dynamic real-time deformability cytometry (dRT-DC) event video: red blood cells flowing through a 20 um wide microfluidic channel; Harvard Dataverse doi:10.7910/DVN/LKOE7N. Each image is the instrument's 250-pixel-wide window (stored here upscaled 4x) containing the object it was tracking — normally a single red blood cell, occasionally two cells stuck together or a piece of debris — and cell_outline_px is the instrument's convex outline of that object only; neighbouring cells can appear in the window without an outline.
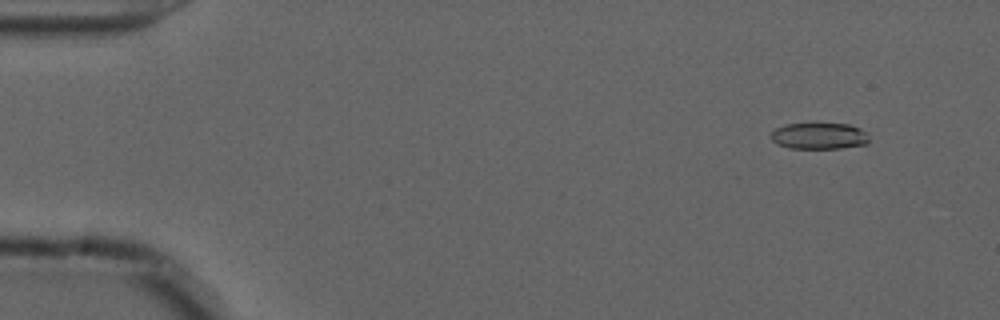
{"species": "common noctule bat (a hibernating species)", "species_latin": "Nyctalus noctula", "temperature_condition": "cold", "stored_images_in_passage": 55, "camera_frame_rate_fps": 3000, "um_per_image_px": 0.085, "animal": {"sex": "male", "forearm_length_mm": 52.5}, "frame": {"image": 1, "passage_image": 4, "time_ms": 1.0, "image_size_px": [1000, 320], "cell_outline_px": [[868, 144], [840, 148], [788, 148], [776, 144], [772, 140], [772, 132], [776, 128], [784, 124], [848, 124], [864, 132], [868, 140]], "centroid_in_image_um": [69.57, 11.57], "position_along_channel_um": 15.4, "area_um2": 14.8}}
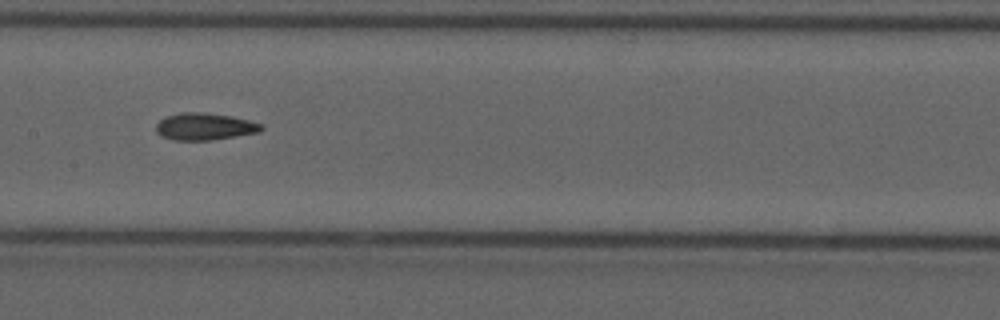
{"frame": {"image": 2, "passage_image": 27, "time_ms": 8.667, "image_size_px": [1000, 320], "cell_outline_px": [[264, 128], [260, 132], [212, 140], [172, 140], [160, 136], [156, 132], [156, 124], [160, 120], [168, 116], [184, 112], [200, 112], [232, 116], [264, 124]], "centroid_in_image_um": [17.41, 10.76], "position_along_channel_um": 190.0, "area_um2": 16.65}}
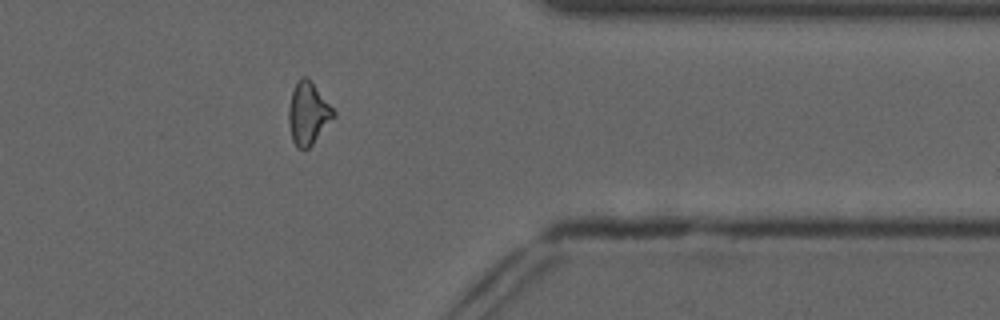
{"frame": {"image": 3, "passage_image": 44, "time_ms": 14.333, "image_size_px": [1000, 320], "cell_outline_px": [[336, 116], [312, 144], [308, 148], [296, 148], [292, 140], [288, 124], [288, 108], [292, 92], [296, 80], [300, 76], [304, 76], [312, 84], [336, 112]], "centroid_in_image_um": [26.16, 9.66], "position_along_channel_um": 385.2, "area_um2": 16.13}, "authors_computed_cell_mechanics": {"area_um2": 16.184, "velocity_mm_per_s": 3.6972, "shape_relaxation_time_tau1_ms": null, "shape_relaxation_time_tau2_ms": 5.3829, "deformation_change_tau1": null, "deformation_change_tau2": 0.1309}}